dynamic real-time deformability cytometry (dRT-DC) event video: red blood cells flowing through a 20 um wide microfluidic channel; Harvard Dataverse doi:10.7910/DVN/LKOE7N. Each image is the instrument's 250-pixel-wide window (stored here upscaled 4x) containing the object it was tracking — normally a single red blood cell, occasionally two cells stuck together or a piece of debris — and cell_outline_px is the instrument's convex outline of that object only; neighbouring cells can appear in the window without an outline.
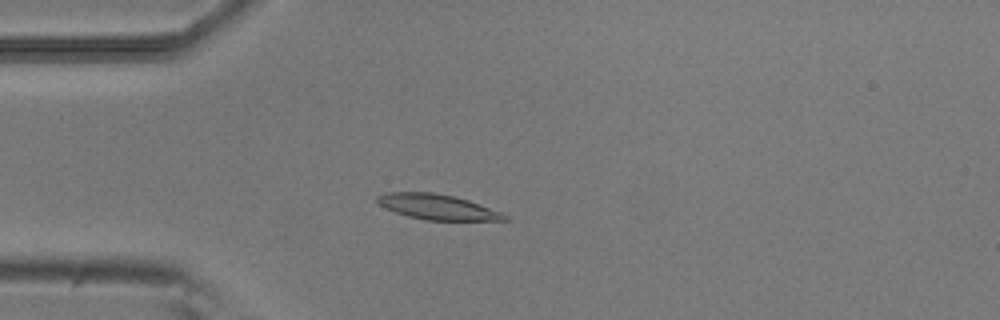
{"species": "common noctule bat (a hibernating species)", "species_latin": "Nyctalus noctula", "temperature_condition": "room temperature", "stored_images_in_passage": 53, "camera_frame_rate_fps": 3000, "um_per_image_px": 0.085, "animal": {"sex": "male", "body_mass_g": 20.5, "forearm_length_mm": 52.5}, "frame": {"image": 1, "passage_image": 14, "time_ms": 4.333, "image_size_px": [1000, 320], "cell_outline_px": [[512, 220], [424, 220], [408, 216], [396, 212], [380, 204], [376, 200], [376, 196], [388, 192], [432, 192], [452, 196], [468, 200], [500, 212], [508, 216]], "centroid_in_image_um": [37.18, 17.59], "position_along_channel_um": 47.8, "area_um2": 18.44}}
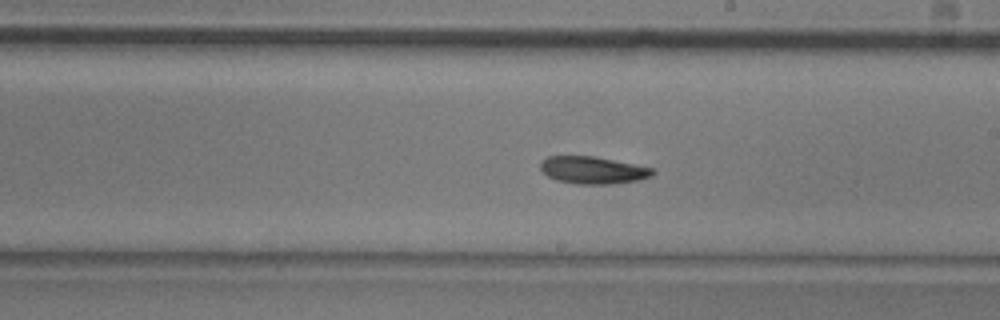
{"frame": {"image": 2, "passage_image": 30, "time_ms": 9.667, "image_size_px": [1000, 320], "cell_outline_px": [[656, 172], [652, 176], [640, 180], [612, 184], [576, 184], [556, 180], [548, 176], [540, 168], [540, 160], [548, 156], [592, 156], [652, 168]], "centroid_in_image_um": [50.37, 14.47], "position_along_channel_um": 238.6, "area_um2": 17.8}}
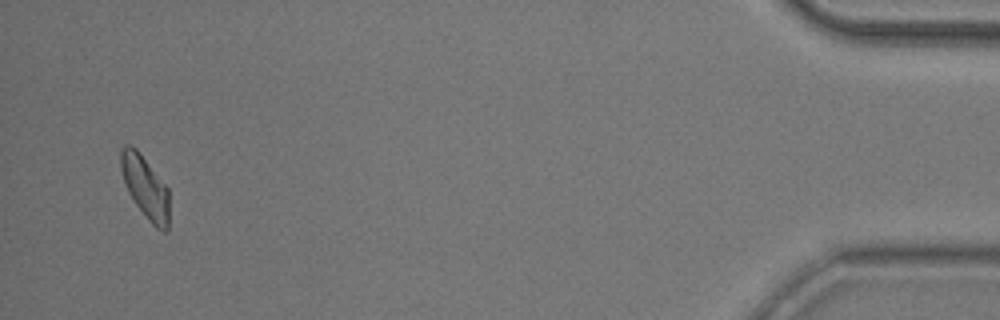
{"frame": {"image": 3, "passage_image": 51, "time_ms": 16.667, "image_size_px": [1000, 320], "cell_outline_px": [[168, 232], [164, 232], [156, 228], [148, 220], [136, 204], [128, 192], [124, 184], [120, 168], [120, 148], [124, 144], [132, 144], [140, 152], [168, 188]], "centroid_in_image_um": [12.32, 15.87], "position_along_channel_um": 422.9, "area_um2": 17.8}, "authors_computed_cell_mechanics": {"area_um2": 18.1492, "velocity_mm_per_s": 3.8127, "shape_relaxation_time_tau1_ms": 4.7245, "shape_relaxation_time_tau2_ms": null, "deformation_change_tau1": 0.1273, "deformation_change_tau2": null}}